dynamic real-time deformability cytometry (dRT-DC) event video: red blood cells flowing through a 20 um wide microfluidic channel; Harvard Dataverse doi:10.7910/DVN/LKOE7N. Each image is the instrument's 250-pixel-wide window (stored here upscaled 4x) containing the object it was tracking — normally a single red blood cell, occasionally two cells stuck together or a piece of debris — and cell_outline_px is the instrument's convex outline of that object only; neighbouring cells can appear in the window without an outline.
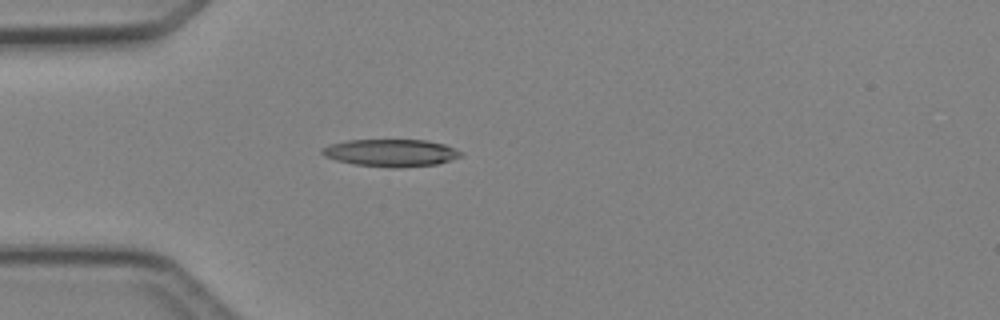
{"species": "Egyptian fruit bat (a non-hibernating species)", "species_latin": "Rousettus aegyptiacus", "temperature_condition": "cold", "stored_images_in_passage": 1, "camera_frame_rate_fps": 3000, "um_per_image_px": 0.085, "animal": {"sex": "female"}, "frame": {"image": 1, "passage_image": 1, "time_ms": 0.0, "image_size_px": [1000, 320], "cell_outline_px": [[464, 156], [436, 164], [400, 168], [392, 168], [352, 164], [336, 160], [324, 156], [320, 152], [320, 148], [332, 144], [348, 140], [424, 140], [444, 144], [464, 152]], "centroid_in_image_um": [33.24, 13.0], "position_along_channel_um": 51.8, "area_um2": 22.25}}